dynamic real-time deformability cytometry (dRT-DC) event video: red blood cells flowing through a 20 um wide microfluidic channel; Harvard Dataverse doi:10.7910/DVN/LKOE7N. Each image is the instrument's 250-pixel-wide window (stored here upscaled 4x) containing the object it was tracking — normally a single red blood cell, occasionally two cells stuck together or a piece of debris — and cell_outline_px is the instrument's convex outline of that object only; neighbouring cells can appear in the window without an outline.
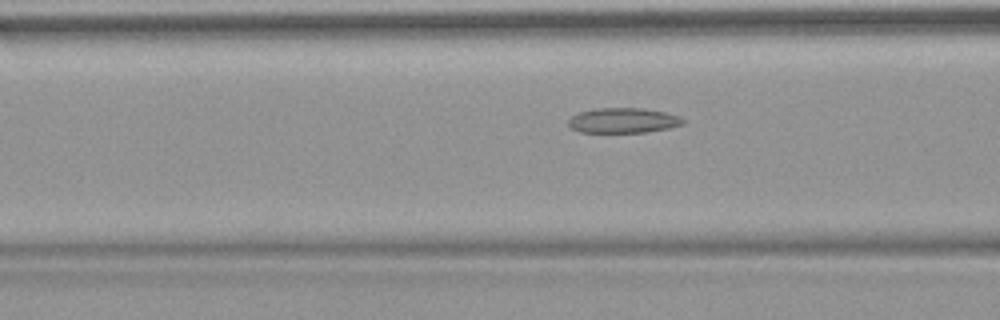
{"species": "common noctule bat (a hibernating species)", "species_latin": "Nyctalus noctula", "temperature_condition": "warm", "stored_images_in_passage": 45, "camera_frame_rate_fps": 3000, "um_per_image_px": 0.085, "animal": {"sex": "female", "body_mass_g": 18.4}, "frame": {"image": 1, "passage_image": 13, "time_ms": 4.0, "image_size_px": [1000, 320], "cell_outline_px": [[684, 124], [668, 128], [644, 132], [580, 132], [572, 128], [568, 124], [568, 120], [572, 116], [580, 112], [592, 108], [644, 108], [664, 112], [680, 116], [684, 120]], "centroid_in_image_um": [52.96, 10.23], "position_along_channel_um": 113.6, "area_um2": 16.7}}
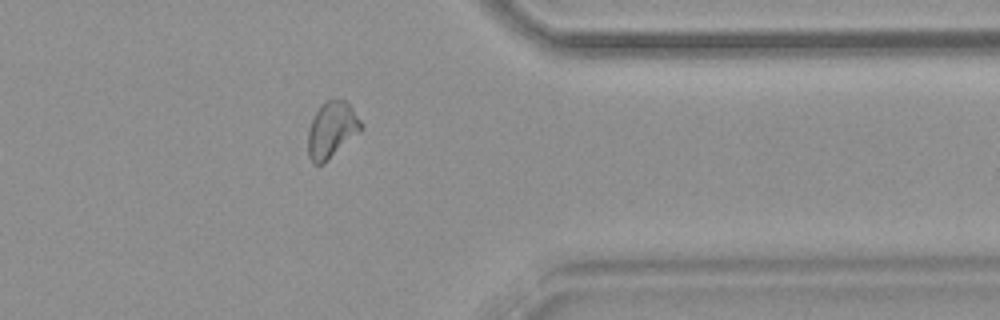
{"frame": {"image": 2, "passage_image": 35, "time_ms": 11.333, "image_size_px": [1000, 320], "cell_outline_px": [[364, 128], [360, 132], [324, 164], [312, 164], [308, 156], [308, 128], [320, 104], [328, 100], [344, 100], [352, 108], [360, 120]], "centroid_in_image_um": [28.19, 11.07], "position_along_channel_um": 383.2, "area_um2": 17.4}}
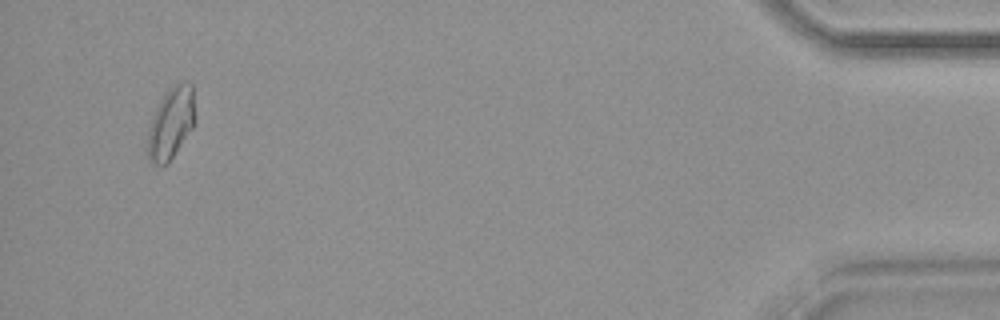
{"frame": {"image": 3, "passage_image": 43, "time_ms": 14.0, "image_size_px": [1000, 320], "cell_outline_px": [[196, 116], [192, 128], [168, 164], [164, 168], [152, 164], [148, 160], [148, 128], [152, 116], [164, 92], [172, 84], [192, 84]], "centroid_in_image_um": [14.52, 10.51], "position_along_channel_um": 420.7, "area_um2": 20.06}, "authors_computed_cell_mechanics": {"area_um2": 17.2244, "velocity_mm_per_s": 3.819, "shape_relaxation_time_tau1_ms": null, "shape_relaxation_time_tau2_ms": 3.2936, "deformation_change_tau1": null, "deformation_change_tau2": 0.1029}}